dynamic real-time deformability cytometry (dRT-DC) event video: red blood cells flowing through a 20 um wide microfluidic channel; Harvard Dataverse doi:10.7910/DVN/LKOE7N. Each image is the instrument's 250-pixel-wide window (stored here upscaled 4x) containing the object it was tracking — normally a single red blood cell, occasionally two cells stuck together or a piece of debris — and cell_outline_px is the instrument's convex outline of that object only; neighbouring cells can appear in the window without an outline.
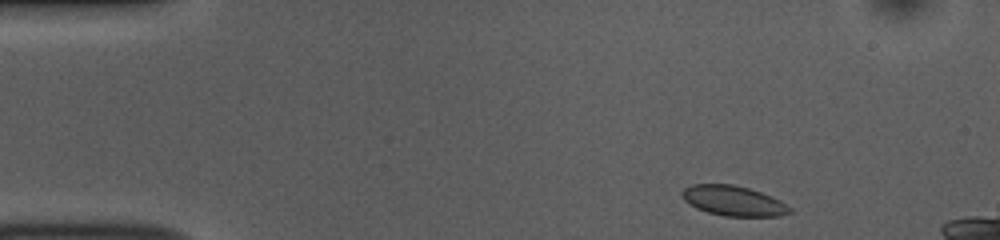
{"species": "common noctule bat (a hibernating species)", "species_latin": "Nyctalus noctula", "temperature_condition": "room temperature", "stored_images_in_passage": 48, "camera_frame_rate_fps": 3000, "um_per_image_px": 0.085, "animal": {"sex": "female", "body_mass_g": 10.0, "forearm_length_mm": 53.1}, "frame": {"image": 1, "passage_image": 1, "time_ms": 0.0, "image_size_px": [1000, 240], "cell_outline_px": [[792, 212], [780, 216], [724, 216], [708, 212], [696, 208], [688, 204], [684, 200], [680, 192], [684, 188], [692, 184], [732, 184], [748, 188], [772, 196], [780, 200], [792, 208]], "centroid_in_image_um": [62.33, 17.07], "position_along_channel_um": 22.7, "area_um2": 18.96}}
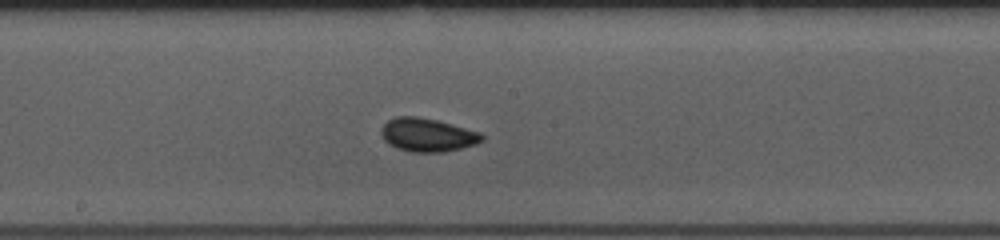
{"frame": {"image": 2, "passage_image": 22, "time_ms": 7.0, "image_size_px": [1000, 240], "cell_outline_px": [[484, 140], [476, 144], [444, 152], [412, 152], [396, 148], [388, 144], [384, 140], [380, 132], [384, 124], [388, 120], [396, 116], [416, 116], [436, 120], [480, 132], [484, 136]], "centroid_in_image_um": [36.32, 11.47], "position_along_channel_um": 211.9, "area_um2": 19.59}}
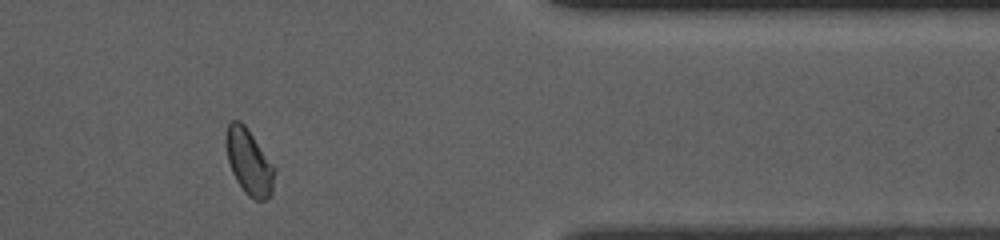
{"frame": {"image": 3, "passage_image": 38, "time_ms": 12.333, "image_size_px": [1000, 240], "cell_outline_px": [[276, 168], [272, 192], [264, 200], [256, 200], [248, 196], [244, 192], [236, 180], [232, 172], [228, 160], [224, 140], [224, 136], [228, 124], [232, 120], [240, 120], [248, 128]], "centroid_in_image_um": [21.15, 13.73], "position_along_channel_um": 390.2, "area_um2": 18.79}, "authors_computed_cell_mechanics": {"area_um2": 18.496, "velocity_mm_per_s": 3.7522, "shape_relaxation_time_tau1_ms": 3.7589, "shape_relaxation_time_tau2_ms": 0.7929, "deformation_change_tau1": 0.0781, "deformation_change_tau2": 0.0422}}